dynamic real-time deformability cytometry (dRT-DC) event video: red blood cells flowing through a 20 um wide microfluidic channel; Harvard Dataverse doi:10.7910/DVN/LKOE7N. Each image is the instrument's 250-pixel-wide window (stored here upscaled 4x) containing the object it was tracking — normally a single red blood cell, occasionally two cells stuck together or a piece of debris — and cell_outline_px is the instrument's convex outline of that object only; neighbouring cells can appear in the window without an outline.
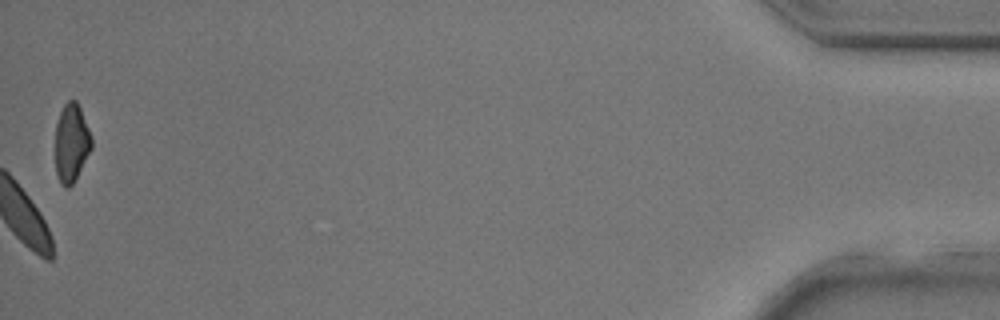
{"species": "common noctule bat (a hibernating species)", "species_latin": "Nyctalus noctula", "temperature_condition": "room temperature", "stored_images_in_passage": 39, "camera_frame_rate_fps": 3000, "um_per_image_px": 0.085, "animal": {"sex": "male", "body_mass_g": 17.9, "forearm_length_mm": 54.2}, "frame": {"image": 1, "passage_image": 39, "time_ms": 12.667, "image_size_px": [1000, 320], "cell_outline_px": [[92, 148], [72, 184], [68, 188], [64, 188], [60, 184], [56, 172], [56, 124], [60, 112], [64, 104], [68, 100], [76, 100], [80, 108], [92, 136]], "centroid_in_image_um": [6.07, 12.14], "position_along_channel_um": 429.1, "area_um2": 16.47}}